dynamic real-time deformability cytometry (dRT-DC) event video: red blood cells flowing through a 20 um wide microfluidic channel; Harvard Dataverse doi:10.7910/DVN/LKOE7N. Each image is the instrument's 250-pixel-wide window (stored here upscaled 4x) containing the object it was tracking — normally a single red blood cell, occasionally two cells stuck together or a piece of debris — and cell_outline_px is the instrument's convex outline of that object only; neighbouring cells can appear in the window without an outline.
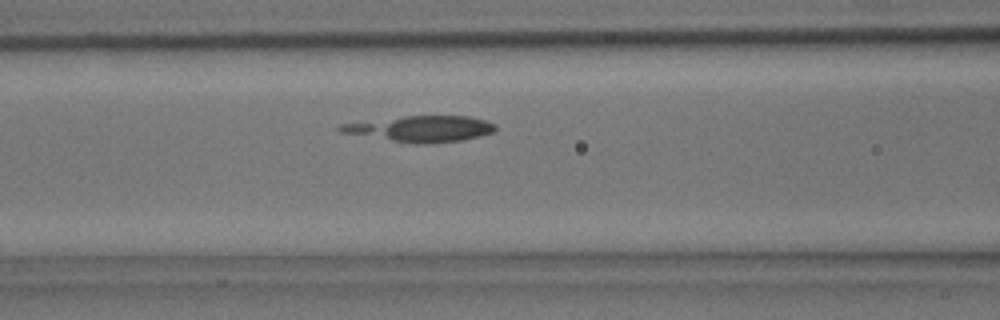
{"species": "common noctule bat (a hibernating species)", "species_latin": "Nyctalus noctula", "temperature_condition": "room temperature", "stored_images_in_passage": 28, "camera_frame_rate_fps": 3000, "um_per_image_px": 0.085, "animal": {"sex": "male", "body_mass_g": 15.6}, "frame": {"image": 1, "passage_image": 5, "time_ms": 1.333, "image_size_px": [1000, 320], "cell_outline_px": [[496, 128], [492, 132], [480, 136], [460, 140], [428, 144], [412, 144], [340, 132], [336, 128], [340, 124], [404, 116], [468, 116], [484, 120], [496, 124]], "centroid_in_image_um": [35.75, 10.95], "position_along_channel_um": 130.8, "area_um2": 23.35}}
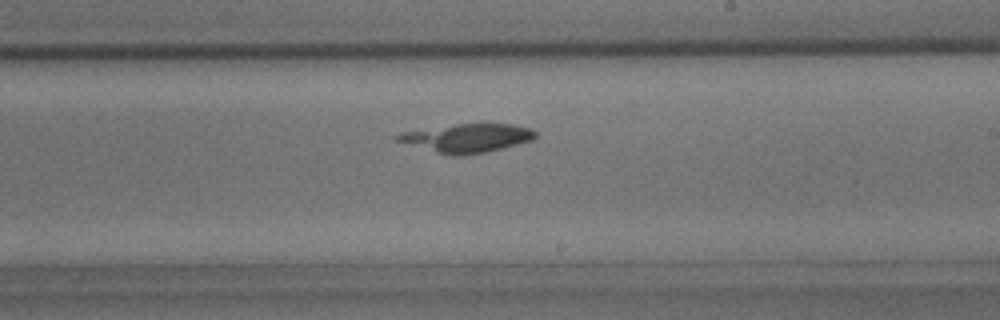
{"frame": {"image": 2, "passage_image": 13, "time_ms": 4.0, "image_size_px": [1000, 320], "cell_outline_px": [[536, 136], [532, 140], [484, 152], [464, 156], [452, 156], [436, 152], [396, 140], [392, 136], [400, 132], [456, 124], [512, 124], [532, 128], [536, 132]], "centroid_in_image_um": [39.68, 11.73], "position_along_channel_um": 249.3, "area_um2": 22.72}}